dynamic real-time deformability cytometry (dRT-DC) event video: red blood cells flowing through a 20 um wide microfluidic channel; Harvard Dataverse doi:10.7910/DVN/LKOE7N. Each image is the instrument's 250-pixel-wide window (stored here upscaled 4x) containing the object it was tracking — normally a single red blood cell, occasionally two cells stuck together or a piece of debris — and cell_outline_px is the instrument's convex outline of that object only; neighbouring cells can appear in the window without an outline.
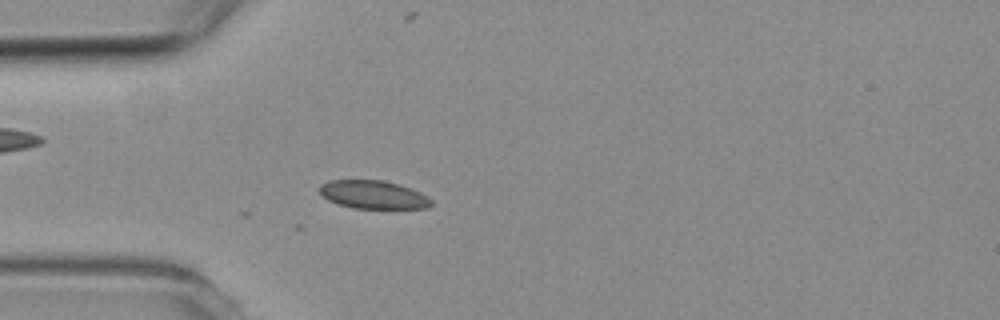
{"species": "common noctule bat (a hibernating species)", "species_latin": "Nyctalus noctula", "temperature_condition": "room temperature", "stored_images_in_passage": 5, "camera_frame_rate_fps": 3000, "um_per_image_px": 0.085, "animal": {"sex": "female", "body_mass_g": 19.3, "forearm_length_mm": 54.1}, "frame": {"image": 1, "passage_image": 5, "time_ms": 4.333, "image_size_px": [1000, 320], "cell_outline_px": [[432, 204], [424, 208], [352, 208], [336, 204], [328, 200], [320, 192], [320, 184], [328, 180], [384, 180], [400, 184], [420, 192], [428, 196], [432, 200]], "centroid_in_image_um": [31.72, 16.54], "position_along_channel_um": 53.3, "area_um2": 18.44}}